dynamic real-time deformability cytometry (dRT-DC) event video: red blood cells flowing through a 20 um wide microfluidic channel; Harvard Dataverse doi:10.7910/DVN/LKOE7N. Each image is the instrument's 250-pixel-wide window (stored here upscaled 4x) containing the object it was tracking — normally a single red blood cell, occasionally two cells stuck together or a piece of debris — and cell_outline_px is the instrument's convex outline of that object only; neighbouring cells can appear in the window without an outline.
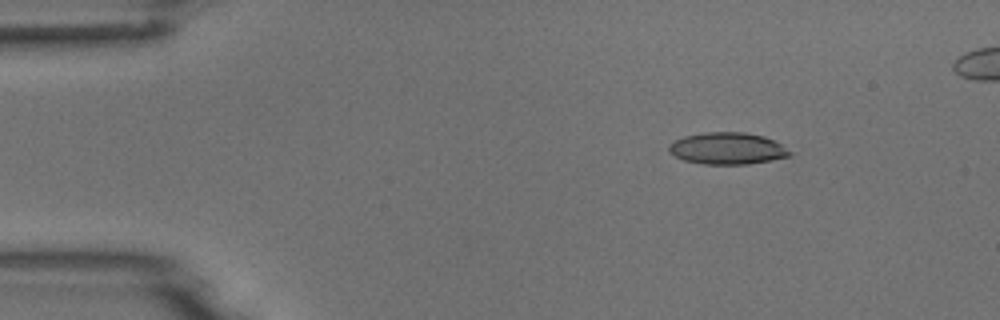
{"species": "common noctule bat (a hibernating species)", "species_latin": "Nyctalus noctula", "temperature_condition": "room temperature", "stored_images_in_passage": 5, "camera_frame_rate_fps": 3000, "um_per_image_px": 0.085, "animal": {"sex": "male", "body_mass_g": 18.8}, "frame": {"image": 1, "passage_image": 2, "time_ms": 1.0, "image_size_px": [1000, 320], "cell_outline_px": [[792, 156], [772, 160], [748, 164], [704, 164], [684, 160], [668, 152], [668, 144], [684, 136], [704, 132], [744, 132], [764, 136], [780, 144], [792, 152]], "centroid_in_image_um": [61.83, 12.62], "position_along_channel_um": 23.2, "area_um2": 22.43}}